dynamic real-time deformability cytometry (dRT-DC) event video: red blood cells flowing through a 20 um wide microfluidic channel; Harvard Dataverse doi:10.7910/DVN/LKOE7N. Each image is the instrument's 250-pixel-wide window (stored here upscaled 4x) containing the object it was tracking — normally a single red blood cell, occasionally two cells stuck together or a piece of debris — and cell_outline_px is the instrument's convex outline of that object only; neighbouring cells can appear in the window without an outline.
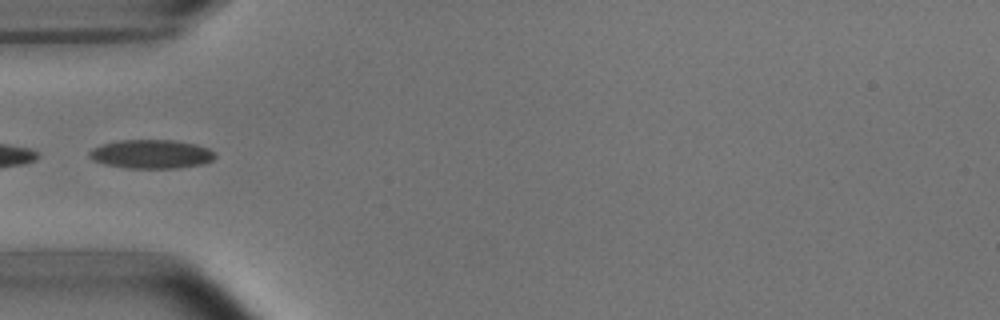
{"species": "common noctule bat (a hibernating species)", "species_latin": "Nyctalus noctula", "temperature_condition": "room temperature", "stored_images_in_passage": 2, "camera_frame_rate_fps": 3000, "um_per_image_px": 0.085, "animal": {"sex": "male", "body_mass_g": 15.6}, "frame": {"image": 1, "passage_image": 1, "time_ms": 0.0, "image_size_px": [1000, 320], "cell_outline_px": [[216, 156], [212, 160], [204, 164], [180, 168], [128, 168], [104, 164], [92, 160], [88, 156], [88, 152], [92, 148], [104, 144], [120, 140], [176, 140], [196, 144], [208, 148], [216, 152]], "centroid_in_image_um": [12.89, 13.1], "position_along_channel_um": 72.1, "area_um2": 21.33}}